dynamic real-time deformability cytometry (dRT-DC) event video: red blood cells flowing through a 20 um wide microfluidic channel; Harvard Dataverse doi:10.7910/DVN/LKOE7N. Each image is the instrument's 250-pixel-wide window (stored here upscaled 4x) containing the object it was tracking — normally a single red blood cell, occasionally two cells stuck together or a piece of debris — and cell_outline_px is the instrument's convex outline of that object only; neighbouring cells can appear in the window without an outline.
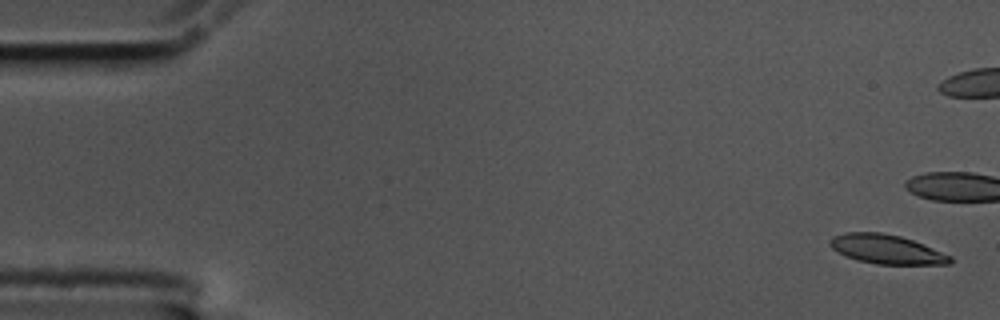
{"species": "common noctule bat (a hibernating species)", "species_latin": "Nyctalus noctula", "temperature_condition": "cold", "stored_images_in_passage": 16, "camera_frame_rate_fps": 3000, "um_per_image_px": 0.085, "animal": {"sex": "male", "body_mass_g": 17.5, "forearm_length_mm": 52.3}, "frame": {"image": 1, "passage_image": 1, "time_ms": 0.0, "image_size_px": [1000, 320], "cell_outline_px": [[952, 260], [948, 264], [876, 264], [856, 260], [832, 248], [828, 240], [832, 236], [844, 232], [880, 232], [900, 236], [924, 244], [952, 256]], "centroid_in_image_um": [75.35, 21.18], "position_along_channel_um": 9.7, "area_um2": 20.35}}